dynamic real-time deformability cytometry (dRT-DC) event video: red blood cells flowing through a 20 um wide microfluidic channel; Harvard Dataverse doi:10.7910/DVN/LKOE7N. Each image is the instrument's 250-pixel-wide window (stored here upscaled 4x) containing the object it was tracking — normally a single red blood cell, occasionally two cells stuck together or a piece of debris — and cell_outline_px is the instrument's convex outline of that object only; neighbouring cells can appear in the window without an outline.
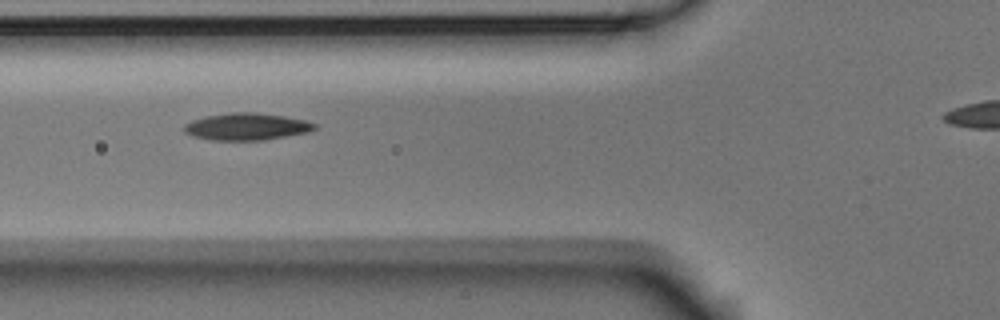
{"species": "Egyptian fruit bat (a non-hibernating species)", "species_latin": "Rousettus aegyptiacus", "temperature_condition": "room temperature", "stored_images_in_passage": 8, "segment_of_instrument_passage": [1, 2], "camera_frame_rate_fps": 3000, "um_per_image_px": 0.085, "animal": {"sex": "male"}, "frame": {"image": 1, "passage_image": 3, "time_ms": 0.667, "image_size_px": [1000, 320], "cell_outline_px": [[316, 128], [308, 132], [264, 140], [208, 140], [192, 136], [184, 132], [184, 124], [192, 120], [208, 116], [232, 112], [252, 112], [284, 116], [304, 120], [316, 124]], "centroid_in_image_um": [20.93, 10.77], "position_along_channel_um": 104.9, "area_um2": 20.46}}
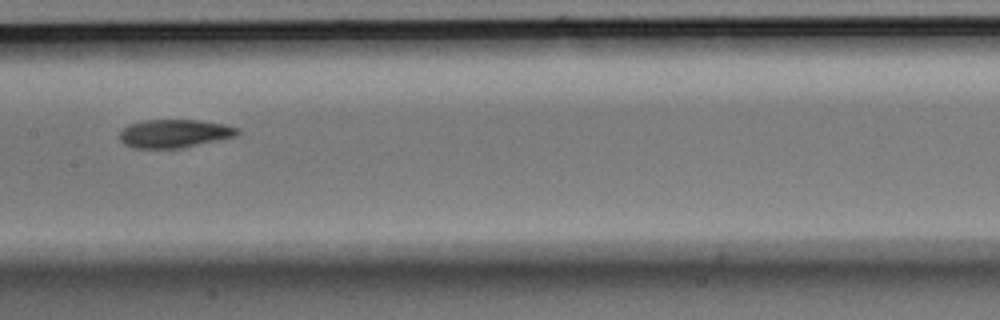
{"frame": {"image": 2, "passage_image": 5, "time_ms": 1.333, "image_size_px": [1000, 320], "cell_outline_px": [[240, 132], [236, 136], [180, 148], [136, 148], [124, 144], [120, 140], [120, 132], [128, 124], [144, 120], [200, 120], [224, 124], [240, 128]], "centroid_in_image_um": [14.83, 11.34], "position_along_channel_um": 192.6, "area_um2": 19.36}}
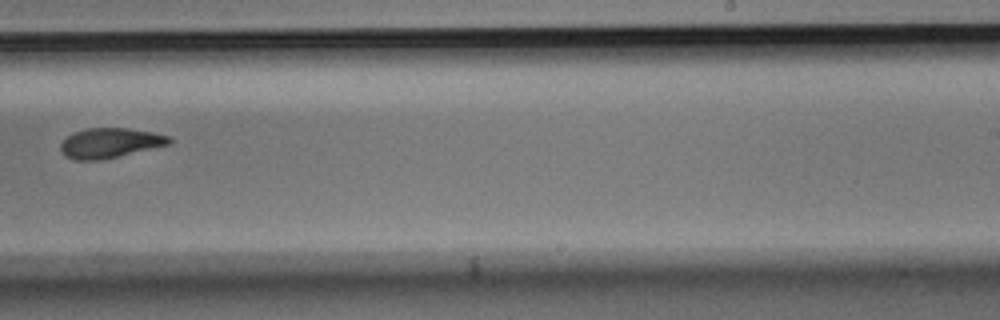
{"frame": {"image": 3, "passage_image": 7, "time_ms": 2.0, "image_size_px": [1000, 320], "cell_outline_px": [[172, 144], [100, 160], [76, 160], [64, 156], [60, 148], [60, 144], [72, 132], [84, 128], [128, 128], [152, 132], [172, 136]], "centroid_in_image_um": [9.36, 12.14], "position_along_channel_um": 279.6, "area_um2": 19.07}}